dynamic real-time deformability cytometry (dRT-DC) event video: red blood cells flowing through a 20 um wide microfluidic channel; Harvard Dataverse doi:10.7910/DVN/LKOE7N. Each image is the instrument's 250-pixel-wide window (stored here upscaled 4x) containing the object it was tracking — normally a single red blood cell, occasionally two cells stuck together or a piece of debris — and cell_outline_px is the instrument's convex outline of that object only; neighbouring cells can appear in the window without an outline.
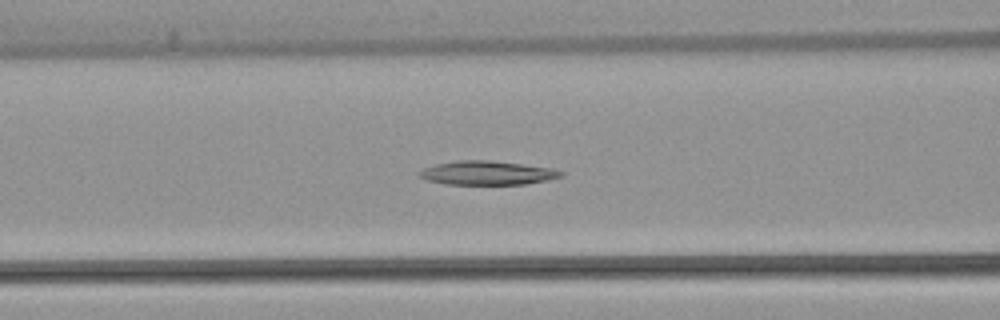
{"species": "common noctule bat (a hibernating species)", "species_latin": "Nyctalus noctula", "temperature_condition": "warm", "stored_images_in_passage": 39, "camera_frame_rate_fps": 3000, "um_per_image_px": 0.085, "animal": {"sex": "female", "body_mass_g": 22.7, "forearm_length_mm": 54.2}, "frame": {"image": 1, "passage_image": 7, "time_ms": 2.0, "image_size_px": [1000, 320], "cell_outline_px": [[564, 172], [560, 176], [548, 180], [524, 184], [444, 184], [428, 180], [416, 176], [416, 172], [424, 168], [436, 164], [456, 160], [488, 160], [552, 168]], "centroid_in_image_um": [41.34, 14.7], "position_along_channel_um": 125.3, "area_um2": 19.65}}
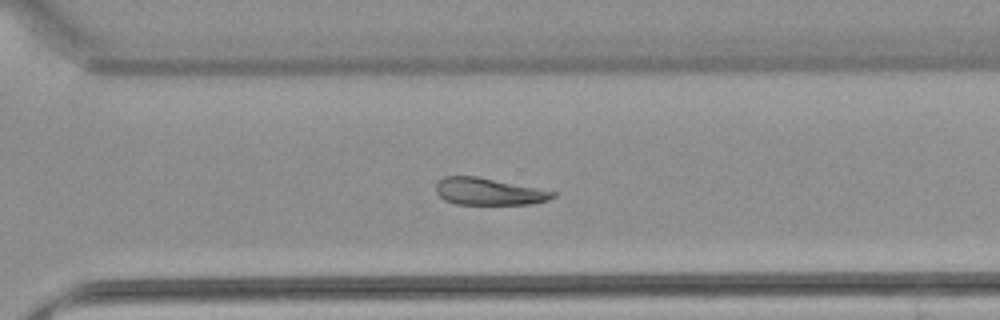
{"frame": {"image": 2, "passage_image": 23, "time_ms": 7.333, "image_size_px": [1000, 320], "cell_outline_px": [[556, 196], [548, 200], [528, 204], [456, 204], [444, 200], [436, 192], [436, 184], [444, 176], [476, 176], [556, 192]], "centroid_in_image_um": [41.51, 16.28], "position_along_channel_um": 329.1, "area_um2": 18.15}}
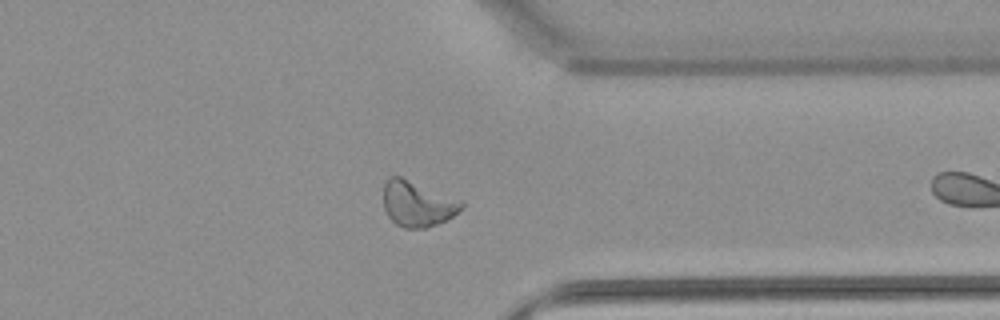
{"frame": {"image": 3, "passage_image": 27, "time_ms": 8.667, "image_size_px": [1000, 320], "cell_outline_px": [[464, 208], [452, 216], [436, 224], [424, 228], [404, 228], [396, 224], [388, 216], [384, 208], [384, 184], [388, 176], [400, 176], [464, 200]], "centroid_in_image_um": [35.5, 17.3], "position_along_channel_um": 375.9, "area_um2": 20.87}}